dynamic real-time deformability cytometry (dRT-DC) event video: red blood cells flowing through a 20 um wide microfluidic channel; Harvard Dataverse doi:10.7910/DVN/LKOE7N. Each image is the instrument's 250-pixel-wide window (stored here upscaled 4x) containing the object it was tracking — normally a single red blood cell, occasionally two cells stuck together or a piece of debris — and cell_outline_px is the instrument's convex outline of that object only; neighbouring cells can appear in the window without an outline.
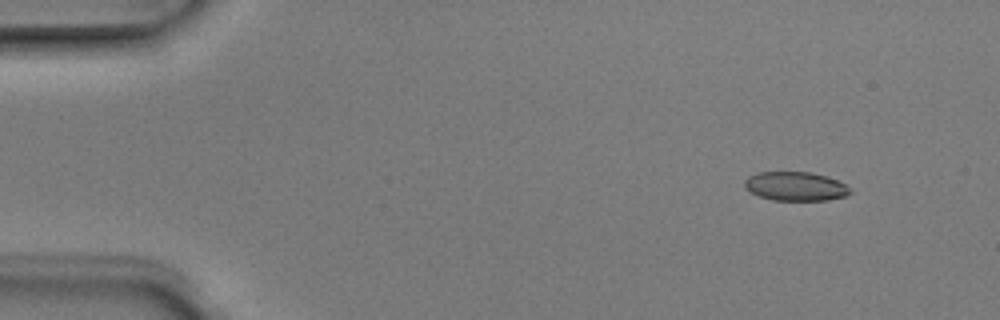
{"species": "Egyptian fruit bat (a non-hibernating species)", "species_latin": "Rousettus aegyptiacus", "temperature_condition": "room temperature", "stored_images_in_passage": 4, "camera_frame_rate_fps": 3000, "um_per_image_px": 0.085, "animal": {"sex": "male"}, "frame": {"image": 1, "passage_image": 2, "time_ms": 0.333, "image_size_px": [1000, 320], "cell_outline_px": [[852, 192], [848, 196], [828, 200], [772, 200], [760, 196], [744, 188], [744, 180], [748, 176], [756, 172], [812, 172], [828, 176], [844, 184]], "centroid_in_image_um": [67.61, 15.83], "position_along_channel_um": 17.4, "area_um2": 17.92}}
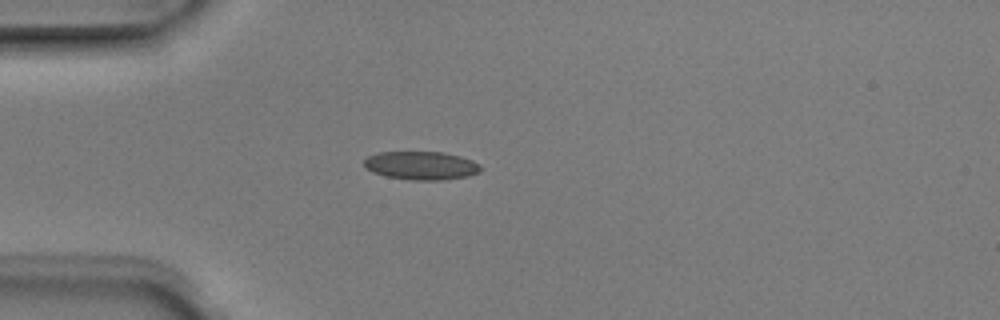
{"frame": {"image": 2, "passage_image": 4, "time_ms": 1.0, "image_size_px": [1000, 320], "cell_outline_px": [[480, 172], [468, 176], [440, 180], [412, 180], [384, 176], [372, 172], [364, 168], [364, 160], [368, 156], [380, 152], [444, 152], [460, 156], [472, 160], [480, 164]], "centroid_in_image_um": [35.78, 14.07], "position_along_channel_um": 49.2, "area_um2": 19.36}}